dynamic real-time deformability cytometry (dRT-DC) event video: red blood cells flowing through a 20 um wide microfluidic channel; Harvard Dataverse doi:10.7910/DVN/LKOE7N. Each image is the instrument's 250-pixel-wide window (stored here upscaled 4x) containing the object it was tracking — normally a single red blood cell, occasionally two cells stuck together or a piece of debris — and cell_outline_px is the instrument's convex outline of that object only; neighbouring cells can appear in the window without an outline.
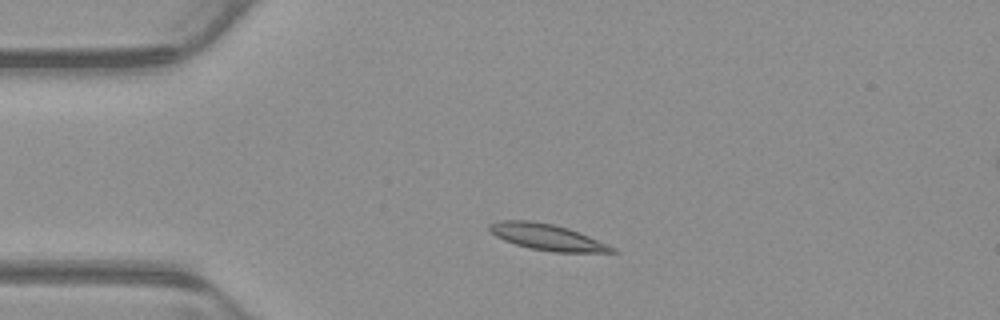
{"species": "common noctule bat (a hibernating species)", "species_latin": "Nyctalus noctula", "temperature_condition": "warm", "stored_images_in_passage": 3, "camera_frame_rate_fps": 3000, "um_per_image_px": 0.085, "animal": {"sex": "male", "body_mass_g": 23.1, "forearm_length_mm": 52.7}, "frame": {"image": 1, "passage_image": 2, "time_ms": 0.333, "image_size_px": [1000, 320], "cell_outline_px": [[616, 252], [552, 252], [532, 248], [516, 244], [504, 240], [496, 236], [488, 228], [488, 224], [496, 220], [532, 220], [552, 224], [568, 228], [608, 244], [616, 248]], "centroid_in_image_um": [46.48, 20.14], "position_along_channel_um": 38.5, "area_um2": 18.55}}